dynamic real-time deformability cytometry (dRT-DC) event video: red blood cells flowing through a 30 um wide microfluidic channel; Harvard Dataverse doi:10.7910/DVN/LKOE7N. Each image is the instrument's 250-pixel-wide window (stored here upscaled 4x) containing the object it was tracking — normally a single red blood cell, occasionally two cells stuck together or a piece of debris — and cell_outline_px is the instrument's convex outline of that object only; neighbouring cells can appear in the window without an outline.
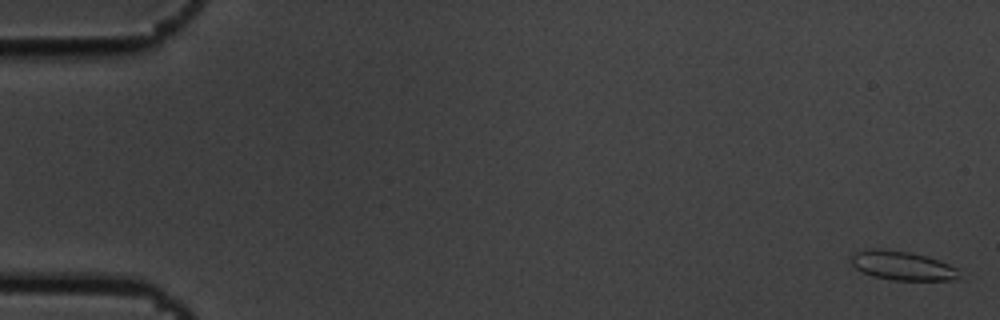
{"species": "common noctule bat (a hibernating species)", "species_latin": "Nyctalus noctula", "temperature_condition": "cold", "stored_images_in_passage": 56, "camera_frame_rate_fps": 3000, "um_per_image_px": 0.085, "animal": {"sex": "male", "body_mass_g": 19.5, "forearm_length_mm": 54.6}, "frame": {"image": 1, "passage_image": 2, "time_ms": 0.333, "image_size_px": [1000, 320], "cell_outline_px": [[956, 276], [952, 280], [892, 280], [872, 276], [856, 268], [848, 260], [848, 256], [856, 252], [872, 248], [880, 248], [908, 252], [924, 256], [948, 264], [956, 268]], "centroid_in_image_um": [76.57, 22.57], "position_along_channel_um": 8.4, "area_um2": 17.98}}
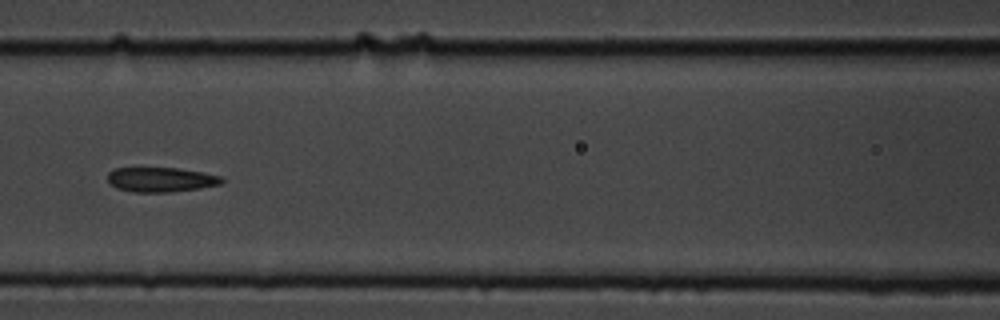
{"frame": {"image": 2, "passage_image": 26, "time_ms": 8.333, "image_size_px": [1000, 320], "cell_outline_px": [[224, 180], [220, 184], [200, 188], [168, 192], [132, 192], [116, 188], [108, 180], [108, 172], [116, 168], [180, 168], [220, 176]], "centroid_in_image_um": [13.65, 15.27], "position_along_channel_um": 152.9, "area_um2": 16.24}}
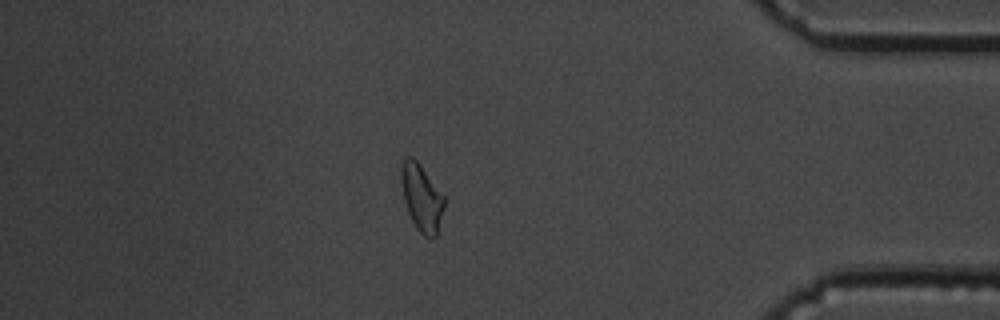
{"frame": {"image": 3, "passage_image": 49, "time_ms": 16.0, "image_size_px": [1000, 320], "cell_outline_px": [[444, 208], [436, 236], [428, 240], [416, 228], [408, 212], [404, 200], [400, 180], [400, 168], [404, 156], [412, 156], [420, 164], [444, 196]], "centroid_in_image_um": [35.81, 16.79], "position_along_channel_um": 399.4, "area_um2": 16.88}, "authors_computed_cell_mechanics": {"area_um2": 17.3111, "velocity_mm_per_s": 3.6496, "shape_relaxation_time_tau1_ms": 6.0063, "shape_relaxation_time_tau2_ms": 3.8848, "deformation_change_tau1": 0.1372, "deformation_change_tau2": 0.0931}}